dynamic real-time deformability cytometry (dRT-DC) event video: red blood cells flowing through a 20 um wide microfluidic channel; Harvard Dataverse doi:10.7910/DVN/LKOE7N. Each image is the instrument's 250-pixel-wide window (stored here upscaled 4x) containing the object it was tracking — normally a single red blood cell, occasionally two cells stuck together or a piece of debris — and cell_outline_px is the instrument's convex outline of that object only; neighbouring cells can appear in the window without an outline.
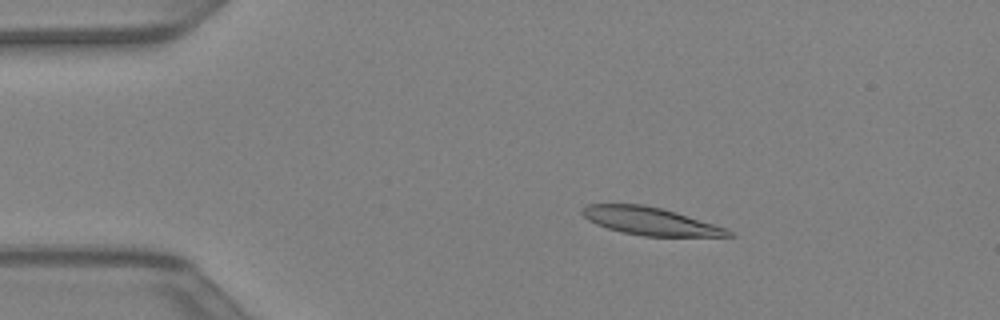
{"species": "Egyptian fruit bat (a non-hibernating species)", "species_latin": "Rousettus aegyptiacus", "temperature_condition": "warm", "stored_images_in_passage": 42, "camera_frame_rate_fps": 3000, "um_per_image_px": 0.085, "animal": {"sex": "female"}, "frame": {"image": 1, "passage_image": 7, "time_ms": 2.0, "image_size_px": [1000, 320], "cell_outline_px": [[736, 236], [644, 236], [624, 232], [608, 228], [596, 224], [588, 220], [580, 212], [580, 208], [584, 204], [644, 204], [676, 212], [724, 228], [732, 232]], "centroid_in_image_um": [55.19, 18.78], "position_along_channel_um": 29.8, "area_um2": 23.35}}
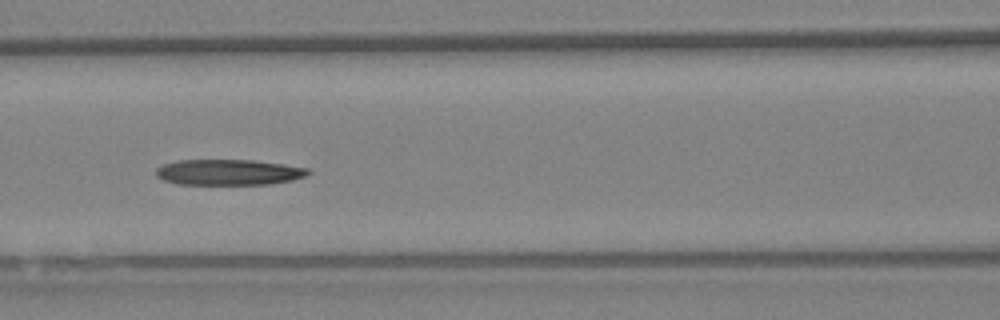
{"frame": {"image": 2, "passage_image": 18, "time_ms": 5.667, "image_size_px": [1000, 320], "cell_outline_px": [[312, 172], [304, 176], [292, 180], [268, 184], [176, 184], [164, 180], [156, 176], [156, 168], [164, 164], [176, 160], [256, 160], [284, 164], [308, 168]], "centroid_in_image_um": [19.43, 14.63], "position_along_channel_um": 147.2, "area_um2": 22.83}}
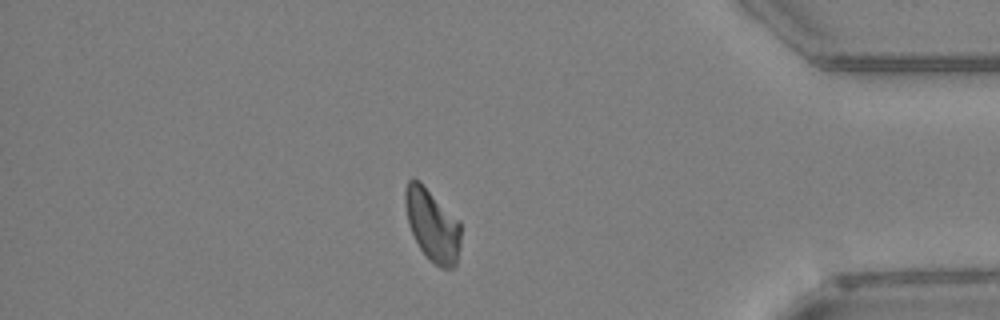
{"frame": {"image": 3, "passage_image": 36, "time_ms": 11.667, "image_size_px": [1000, 320], "cell_outline_px": [[460, 248], [456, 264], [452, 268], [444, 268], [428, 260], [420, 248], [408, 224], [404, 204], [404, 188], [408, 180], [412, 176], [420, 180], [460, 220]], "centroid_in_image_um": [36.73, 19.07], "position_along_channel_um": 398.5, "area_um2": 23.87}}